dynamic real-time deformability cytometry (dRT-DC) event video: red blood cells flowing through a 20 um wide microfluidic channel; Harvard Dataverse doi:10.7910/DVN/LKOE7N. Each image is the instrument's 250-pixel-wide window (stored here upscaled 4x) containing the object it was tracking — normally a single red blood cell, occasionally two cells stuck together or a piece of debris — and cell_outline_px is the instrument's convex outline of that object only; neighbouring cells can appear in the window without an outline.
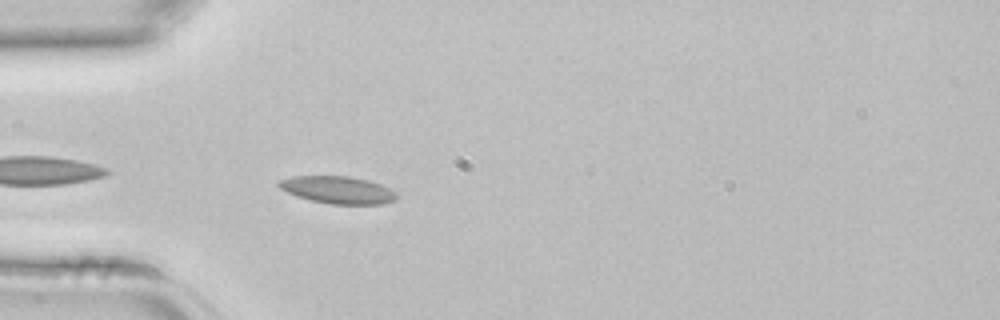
{"species": "common noctule bat (a hibernating species)", "species_latin": "Nyctalus noctula", "temperature_condition": "room temperature", "stored_images_in_passage": 2, "camera_frame_rate_fps": 3000, "um_per_image_px": 0.085, "animal": {"sex": "female", "body_mass_g": 22.7, "forearm_length_mm": 54.2}, "frame": {"image": 1, "passage_image": 2, "time_ms": 0.333, "image_size_px": [1000, 320], "cell_outline_px": [[396, 200], [384, 204], [328, 204], [296, 196], [280, 188], [276, 184], [280, 180], [292, 176], [348, 176], [368, 180], [380, 184], [396, 192]], "centroid_in_image_um": [28.71, 16.14], "position_along_channel_um": 56.3, "area_um2": 18.73}}